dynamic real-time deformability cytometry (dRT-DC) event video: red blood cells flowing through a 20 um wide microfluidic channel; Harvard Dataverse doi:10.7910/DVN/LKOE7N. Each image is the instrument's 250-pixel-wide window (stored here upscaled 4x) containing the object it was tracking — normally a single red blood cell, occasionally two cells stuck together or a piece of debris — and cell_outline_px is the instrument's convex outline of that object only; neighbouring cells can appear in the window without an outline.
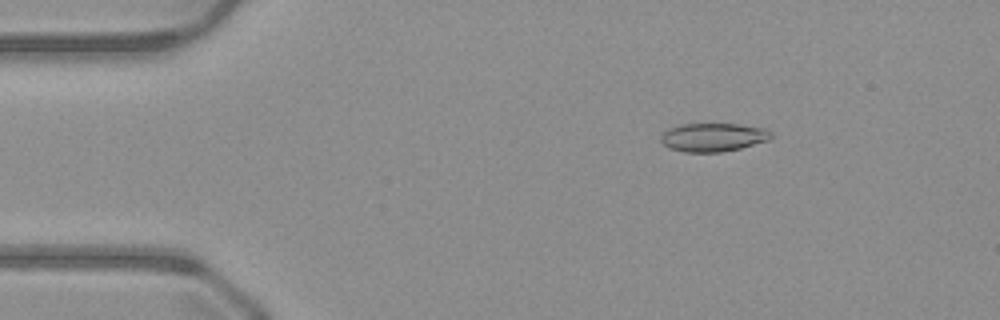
{"species": "common noctule bat (a hibernating species)", "species_latin": "Nyctalus noctula", "temperature_condition": "warm", "stored_images_in_passage": 51, "camera_frame_rate_fps": 3000, "um_per_image_px": 0.085, "animal": {"sex": "male", "body_mass_g": 23.1, "forearm_length_mm": 52.7}, "frame": {"image": 1, "passage_image": 8, "time_ms": 2.333, "image_size_px": [1000, 320], "cell_outline_px": [[772, 136], [768, 140], [740, 148], [720, 152], [684, 152], [668, 148], [660, 140], [660, 136], [668, 128], [680, 124], [740, 124], [764, 128], [772, 132]], "centroid_in_image_um": [60.59, 11.66], "position_along_channel_um": 24.4, "area_um2": 18.32}}
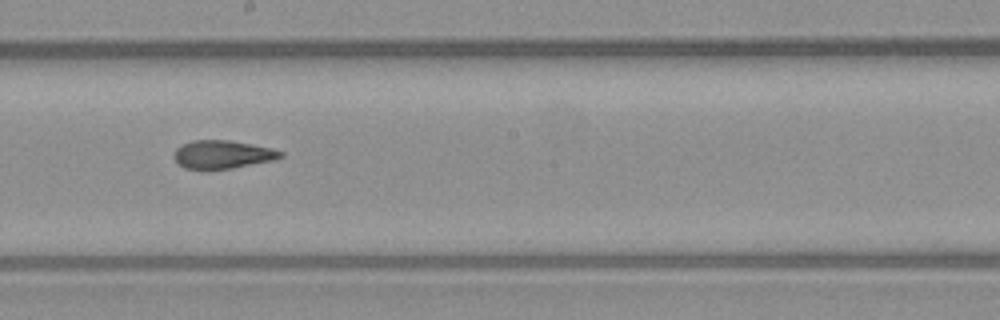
{"frame": {"image": 2, "passage_image": 28, "time_ms": 9.0, "image_size_px": [1000, 320], "cell_outline_px": [[284, 156], [276, 160], [232, 168], [208, 172], [184, 168], [172, 156], [176, 148], [192, 140], [228, 140], [272, 148], [284, 152]], "centroid_in_image_um": [18.91, 13.17], "position_along_channel_um": 229.3, "area_um2": 18.03}}
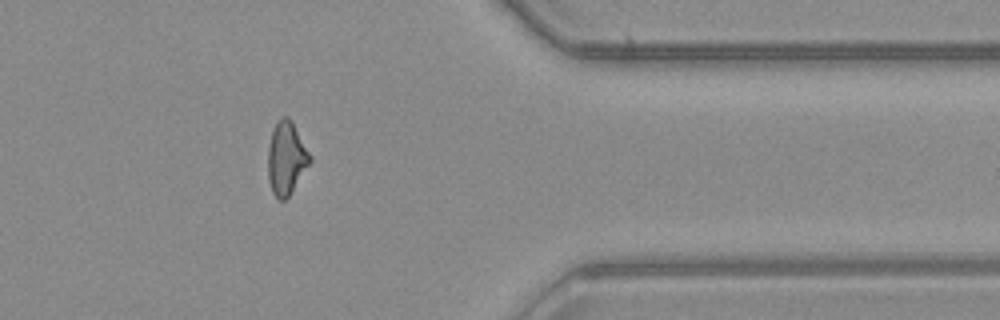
{"frame": {"image": 3, "passage_image": 41, "time_ms": 13.333, "image_size_px": [1000, 320], "cell_outline_px": [[312, 160], [288, 196], [284, 200], [280, 200], [272, 192], [268, 180], [268, 148], [272, 128], [276, 120], [284, 116], [288, 116], [292, 120], [312, 156]], "centroid_in_image_um": [24.33, 13.39], "position_along_channel_um": 387.1, "area_um2": 17.98}, "authors_computed_cell_mechanics": {"area_um2": 18.0914, "velocity_mm_per_s": 4.1006, "shape_relaxation_time_tau1_ms": null, "shape_relaxation_time_tau2_ms": 2.1502, "deformation_change_tau1": null, "deformation_change_tau2": 0.092}}